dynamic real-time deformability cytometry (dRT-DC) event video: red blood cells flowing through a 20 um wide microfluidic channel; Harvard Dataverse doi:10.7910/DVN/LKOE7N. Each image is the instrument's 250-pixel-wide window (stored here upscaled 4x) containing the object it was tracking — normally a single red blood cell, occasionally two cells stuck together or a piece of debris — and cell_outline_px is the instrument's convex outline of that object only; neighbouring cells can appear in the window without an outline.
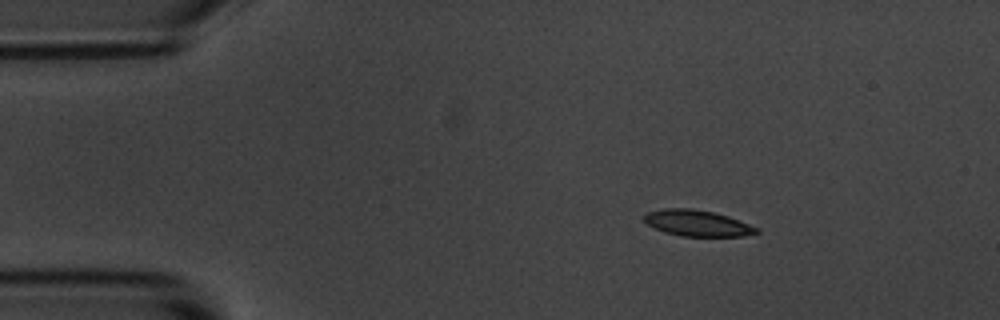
{"species": "common noctule bat (a hibernating species)", "species_latin": "Nyctalus noctula", "temperature_condition": "room temperature", "stored_images_in_passage": 3, "camera_frame_rate_fps": 3000, "um_per_image_px": 0.085, "animal": {"sex": "male", "body_mass_g": 20.1, "forearm_length_mm": 53.5}, "frame": {"image": 1, "passage_image": 1, "time_ms": 0.0, "image_size_px": [1000, 320], "cell_outline_px": [[760, 232], [744, 236], [680, 236], [664, 232], [648, 224], [644, 220], [644, 216], [648, 212], [664, 208], [692, 208], [712, 212], [728, 216], [760, 228]], "centroid_in_image_um": [59.3, 18.97], "position_along_channel_um": 25.7, "area_um2": 17.05}}